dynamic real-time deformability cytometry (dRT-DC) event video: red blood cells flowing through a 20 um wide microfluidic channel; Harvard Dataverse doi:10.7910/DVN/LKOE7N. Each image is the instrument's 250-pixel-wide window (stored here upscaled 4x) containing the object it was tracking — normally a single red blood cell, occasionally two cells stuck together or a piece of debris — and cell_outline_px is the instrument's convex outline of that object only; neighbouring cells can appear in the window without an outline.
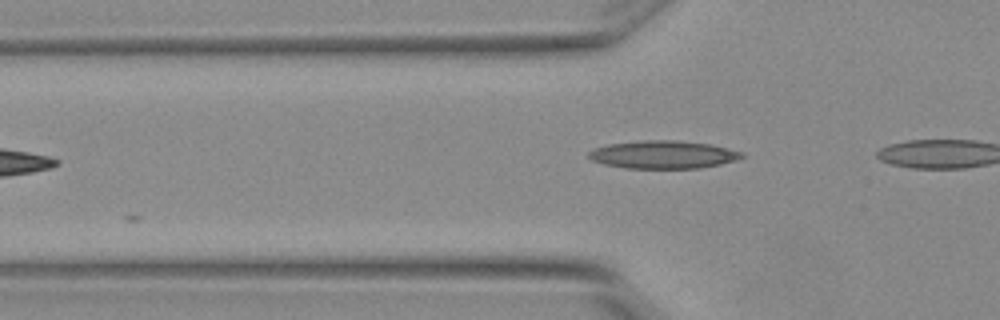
{"species": "Egyptian fruit bat (a non-hibernating species)", "species_latin": "Rousettus aegyptiacus", "temperature_condition": "warm", "stored_images_in_passage": 4, "camera_frame_rate_fps": 3000, "um_per_image_px": 0.085, "animal": {"sex": "female"}, "frame": {"image": 1, "passage_image": 4, "time_ms": 1.0, "image_size_px": [1000, 320], "cell_outline_px": [[744, 156], [720, 164], [700, 168], [624, 168], [604, 164], [592, 160], [588, 156], [588, 152], [596, 148], [608, 144], [640, 140], [676, 140], [712, 144], [744, 152]], "centroid_in_image_um": [56.36, 13.13], "position_along_channel_um": 69.4, "area_um2": 24.85}}